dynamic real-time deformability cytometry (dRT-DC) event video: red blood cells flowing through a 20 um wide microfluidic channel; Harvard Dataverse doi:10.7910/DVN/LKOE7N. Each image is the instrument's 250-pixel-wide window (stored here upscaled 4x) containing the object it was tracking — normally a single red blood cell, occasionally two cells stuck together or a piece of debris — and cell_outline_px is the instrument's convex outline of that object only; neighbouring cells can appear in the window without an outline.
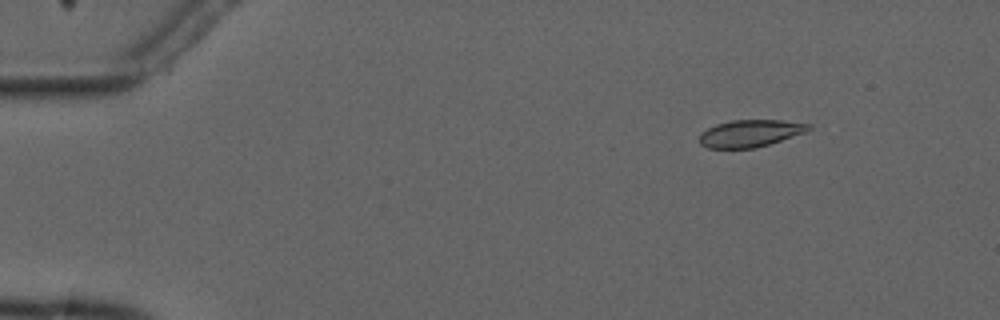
{"species": "common noctule bat (a hibernating species)", "species_latin": "Nyctalus noctula", "temperature_condition": "cold", "stored_images_in_passage": 5, "camera_frame_rate_fps": 3000, "um_per_image_px": 0.085, "animal": {"sex": "male", "forearm_length_mm": 52.5}, "frame": {"image": 1, "passage_image": 2, "time_ms": 1.333, "image_size_px": [1000, 320], "cell_outline_px": [[812, 128], [804, 132], [756, 148], [708, 148], [700, 144], [700, 136], [708, 128], [716, 124], [732, 120], [780, 120], [812, 124]], "centroid_in_image_um": [63.77, 11.33], "position_along_channel_um": 21.2, "area_um2": 16.99}}
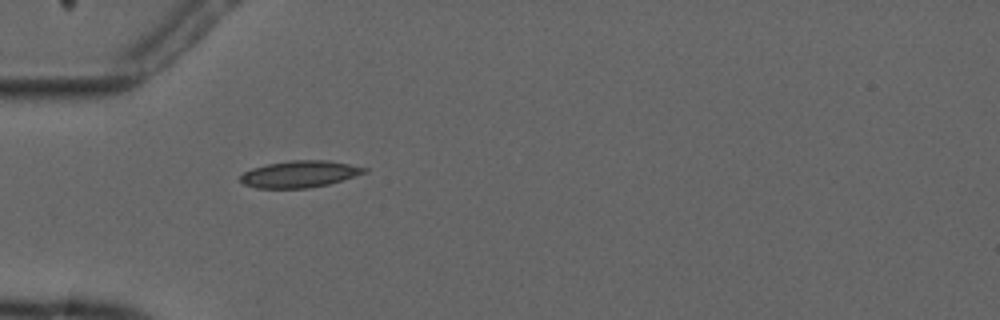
{"frame": {"image": 2, "passage_image": 5, "time_ms": 4.667, "image_size_px": [1000, 320], "cell_outline_px": [[368, 172], [328, 184], [308, 188], [256, 188], [244, 184], [240, 180], [240, 176], [244, 172], [252, 168], [268, 164], [292, 160], [328, 160], [368, 168]], "centroid_in_image_um": [25.47, 14.79], "position_along_channel_um": 59.5, "area_um2": 19.19}}